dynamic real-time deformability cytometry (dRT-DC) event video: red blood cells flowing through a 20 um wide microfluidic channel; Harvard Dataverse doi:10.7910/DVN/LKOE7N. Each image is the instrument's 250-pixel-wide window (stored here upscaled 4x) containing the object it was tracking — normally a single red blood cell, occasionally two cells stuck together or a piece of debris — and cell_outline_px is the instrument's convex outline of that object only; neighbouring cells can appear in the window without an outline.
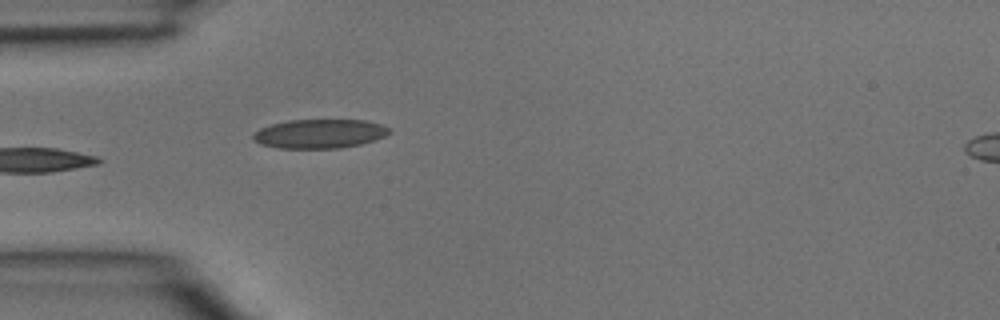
{"species": "common noctule bat (a hibernating species)", "species_latin": "Nyctalus noctula", "temperature_condition": "room temperature", "stored_images_in_passage": 5, "segment_of_instrument_passage": [1, 2], "camera_frame_rate_fps": 3000, "um_per_image_px": 0.085, "animal": {"sex": "male", "body_mass_g": 15.6}, "frame": {"image": 1, "passage_image": 4, "time_ms": 1.0, "image_size_px": [1000, 320], "cell_outline_px": [[392, 132], [384, 136], [360, 144], [340, 148], [276, 148], [260, 144], [252, 140], [252, 132], [260, 128], [272, 124], [288, 120], [364, 120], [380, 124], [392, 128]], "centroid_in_image_um": [27.13, 11.36], "position_along_channel_um": 57.9, "area_um2": 23.18}}